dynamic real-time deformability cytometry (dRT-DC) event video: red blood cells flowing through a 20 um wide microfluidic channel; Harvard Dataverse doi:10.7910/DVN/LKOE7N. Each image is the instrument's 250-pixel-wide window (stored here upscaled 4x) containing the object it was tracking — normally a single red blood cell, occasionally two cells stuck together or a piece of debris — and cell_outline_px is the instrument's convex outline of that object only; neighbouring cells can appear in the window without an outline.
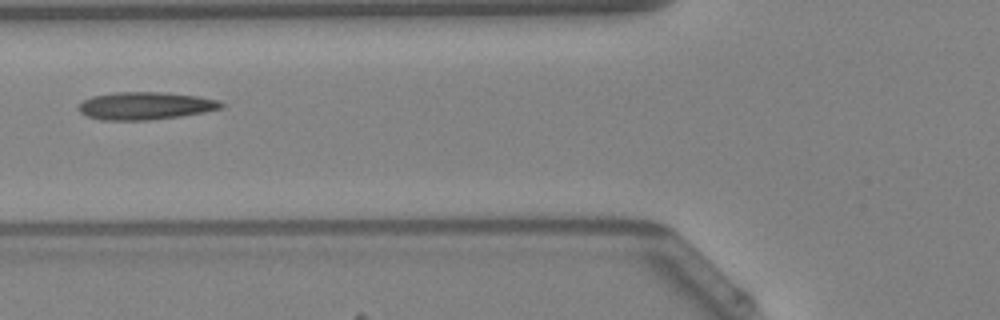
{"species": "Egyptian fruit bat (a non-hibernating species)", "species_latin": "Rousettus aegyptiacus", "temperature_condition": "warm", "stored_images_in_passage": 33, "camera_frame_rate_fps": 3000, "um_per_image_px": 0.085, "animal": {"sex": "female"}, "frame": {"image": 1, "passage_image": 10, "time_ms": 3.0, "image_size_px": [1000, 320], "cell_outline_px": [[224, 108], [204, 112], [180, 116], [148, 120], [104, 120], [88, 116], [80, 112], [76, 108], [84, 100], [92, 96], [112, 92], [164, 92], [200, 96], [216, 100], [224, 104]], "centroid_in_image_um": [12.36, 8.98], "position_along_channel_um": 113.4, "area_um2": 23.0}, "authors_computed_cell_mechanics": {"area_um2": 22.253, "velocity_mm_per_s": 4.2048, "shape_relaxation_time_tau1_ms": 6.0598, "shape_relaxation_time_tau2_ms": 7.4766, "deformation_change_tau1": 0.1916, "deformation_change_tau2": 0.1831}}